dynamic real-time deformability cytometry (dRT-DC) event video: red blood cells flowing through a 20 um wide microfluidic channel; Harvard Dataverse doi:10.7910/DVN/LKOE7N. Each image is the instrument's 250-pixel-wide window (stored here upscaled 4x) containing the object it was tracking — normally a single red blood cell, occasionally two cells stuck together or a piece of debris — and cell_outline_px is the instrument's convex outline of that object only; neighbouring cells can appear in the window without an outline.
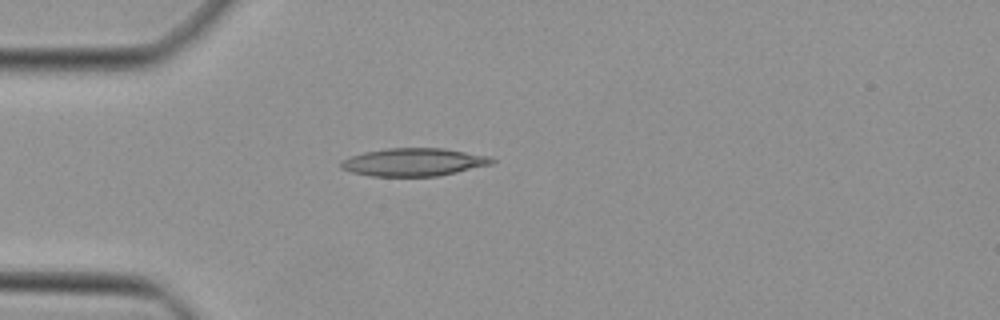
{"species": "Egyptian fruit bat (a non-hibernating species)", "species_latin": "Rousettus aegyptiacus", "temperature_condition": "cold", "stored_images_in_passage": 35, "camera_frame_rate_fps": 3000, "um_per_image_px": 0.085, "animal": {"sex": "female"}, "frame": {"image": 1, "passage_image": 1, "time_ms": 0.0, "image_size_px": [1000, 320], "cell_outline_px": [[496, 160], [492, 164], [440, 176], [372, 176], [352, 172], [340, 168], [340, 160], [364, 152], [388, 148], [444, 148], [488, 156]], "centroid_in_image_um": [35.16, 13.78], "position_along_channel_um": 49.8, "area_um2": 24.51}}
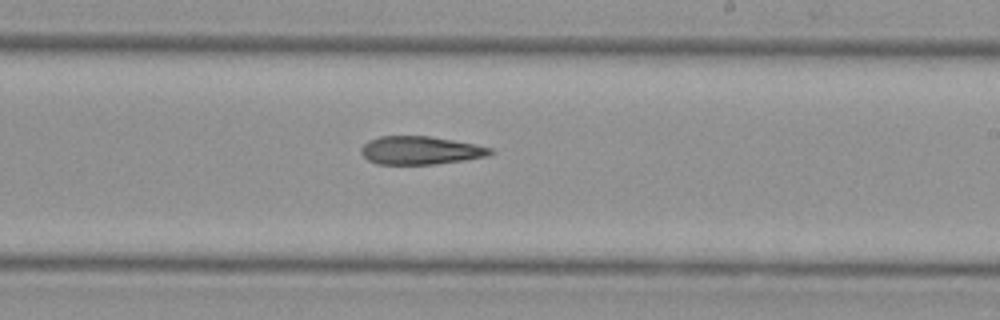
{"frame": {"image": 2, "passage_image": 16, "time_ms": 5.0, "image_size_px": [1000, 320], "cell_outline_px": [[496, 152], [488, 156], [464, 160], [436, 164], [376, 164], [368, 160], [360, 152], [360, 148], [368, 140], [380, 136], [428, 136], [452, 140], [492, 148]], "centroid_in_image_um": [35.72, 12.78], "position_along_channel_um": 253.3, "area_um2": 21.21}}
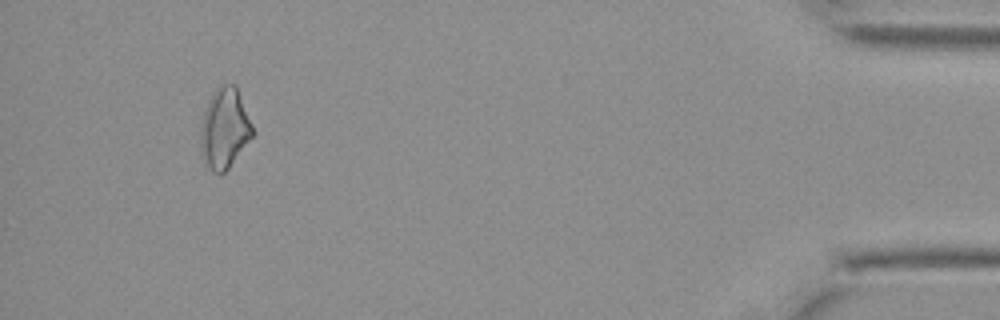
{"frame": {"image": 3, "passage_image": 32, "time_ms": 10.333, "image_size_px": [1000, 320], "cell_outline_px": [[252, 136], [228, 168], [224, 172], [212, 172], [200, 148], [200, 124], [208, 100], [212, 92], [220, 84], [236, 84], [252, 124]], "centroid_in_image_um": [19.07, 10.85], "position_along_channel_um": 416.1, "area_um2": 23.99}}